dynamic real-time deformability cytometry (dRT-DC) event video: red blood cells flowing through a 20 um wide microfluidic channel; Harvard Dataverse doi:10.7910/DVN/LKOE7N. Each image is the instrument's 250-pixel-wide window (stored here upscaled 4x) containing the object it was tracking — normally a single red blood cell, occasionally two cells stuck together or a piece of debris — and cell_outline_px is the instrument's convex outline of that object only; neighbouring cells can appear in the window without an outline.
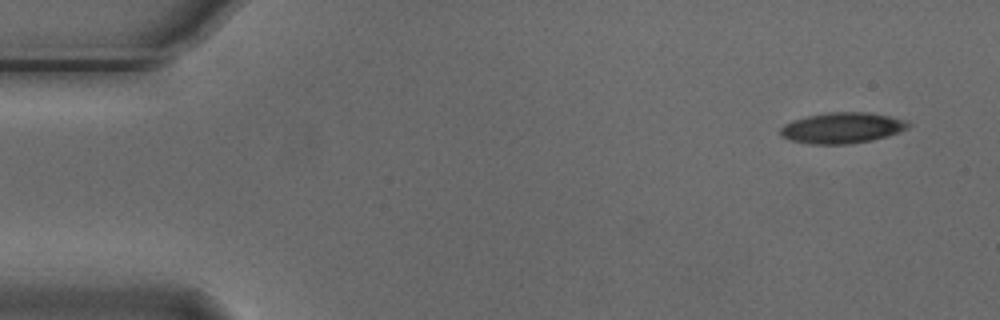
{"species": "Egyptian fruit bat (a non-hibernating species)", "species_latin": "Rousettus aegyptiacus", "temperature_condition": "cold", "stored_images_in_passage": 3, "camera_frame_rate_fps": 3000, "um_per_image_px": 0.085, "animal": {"sex": "male"}, "frame": {"image": 1, "passage_image": 1, "time_ms": 0.0, "image_size_px": [1000, 320], "cell_outline_px": [[912, 124], [908, 128], [900, 132], [872, 140], [848, 144], [812, 144], [792, 140], [780, 136], [780, 128], [784, 124], [792, 120], [808, 116], [828, 112], [868, 112], [908, 120]], "centroid_in_image_um": [71.6, 10.86], "position_along_channel_um": 13.4, "area_um2": 23.0}}